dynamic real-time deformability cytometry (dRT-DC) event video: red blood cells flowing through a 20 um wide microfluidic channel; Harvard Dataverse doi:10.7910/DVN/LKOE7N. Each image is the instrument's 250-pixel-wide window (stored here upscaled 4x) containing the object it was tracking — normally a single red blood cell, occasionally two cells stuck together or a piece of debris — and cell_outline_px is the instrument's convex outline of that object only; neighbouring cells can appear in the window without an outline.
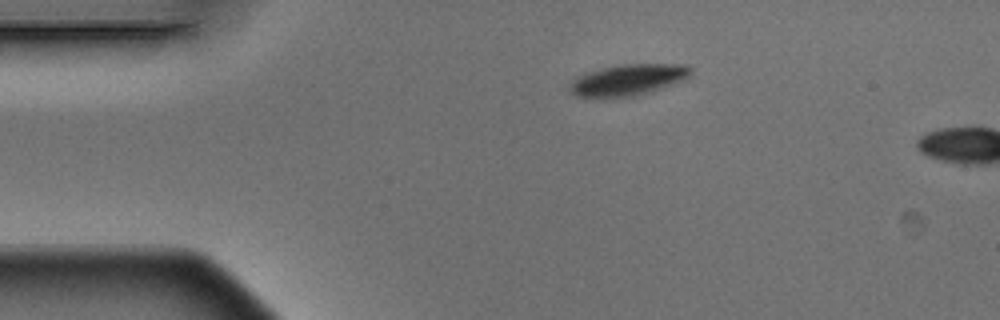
{"species": "Egyptian fruit bat (a non-hibernating species)", "species_latin": "Rousettus aegyptiacus", "temperature_condition": "warm", "stored_images_in_passage": 2, "camera_frame_rate_fps": 3000, "um_per_image_px": 0.085, "animal": {"sex": "male"}, "frame": {"image": 1, "passage_image": 1, "time_ms": 0.0, "image_size_px": [1000, 320], "cell_outline_px": [[692, 72], [684, 80], [652, 92], [636, 96], [576, 96], [568, 92], [568, 84], [572, 80], [580, 76], [604, 68], [620, 64], [688, 64], [692, 68]], "centroid_in_image_um": [53.44, 6.78], "position_along_channel_um": 31.6, "area_um2": 21.85}}